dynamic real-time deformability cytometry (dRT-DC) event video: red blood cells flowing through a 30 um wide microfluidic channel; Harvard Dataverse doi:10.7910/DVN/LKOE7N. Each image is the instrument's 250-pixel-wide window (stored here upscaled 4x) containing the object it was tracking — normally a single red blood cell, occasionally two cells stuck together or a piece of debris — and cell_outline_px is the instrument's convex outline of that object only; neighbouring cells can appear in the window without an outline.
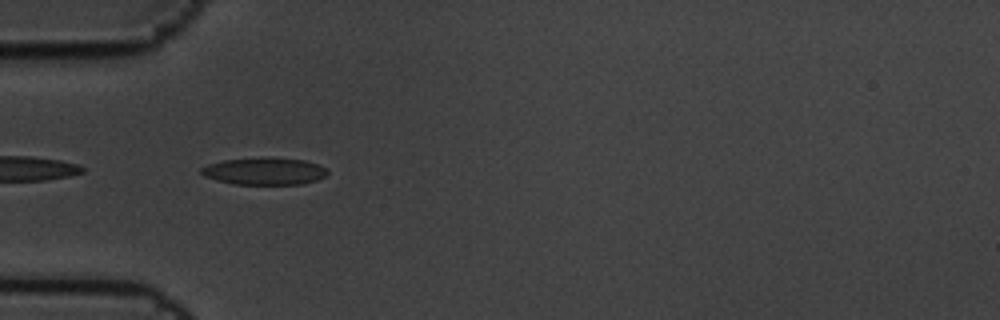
{"species": "common noctule bat (a hibernating species)", "species_latin": "Nyctalus noctula", "temperature_condition": "cold", "stored_images_in_passage": 6, "camera_frame_rate_fps": 3000, "um_per_image_px": 0.085, "animal": {"sex": "male", "body_mass_g": 19.5, "forearm_length_mm": 54.6}, "frame": {"image": 1, "passage_image": 5, "time_ms": 1.333, "image_size_px": [1000, 320], "cell_outline_px": [[328, 172], [324, 176], [316, 180], [300, 184], [236, 184], [216, 180], [204, 176], [200, 172], [200, 168], [208, 164], [224, 160], [260, 156], [268, 156], [304, 160], [320, 164], [328, 168]], "centroid_in_image_um": [22.48, 14.52], "position_along_channel_um": 62.5, "area_um2": 20.35}}